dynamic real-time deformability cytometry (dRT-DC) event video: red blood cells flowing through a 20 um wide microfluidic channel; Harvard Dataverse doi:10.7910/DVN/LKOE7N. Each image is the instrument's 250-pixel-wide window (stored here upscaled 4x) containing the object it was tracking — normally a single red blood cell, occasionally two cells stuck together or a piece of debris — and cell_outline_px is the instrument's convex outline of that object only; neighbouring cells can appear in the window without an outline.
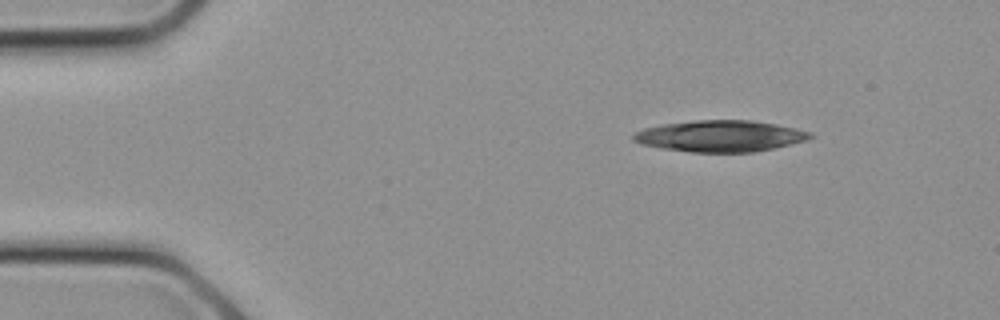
{"species": "common noctule bat (a hibernating species)", "species_latin": "Nyctalus noctula", "temperature_condition": "cold", "stored_images_in_passage": 6, "camera_frame_rate_fps": 3000, "um_per_image_px": 0.085, "animal": {"sex": "female", "body_mass_g": 21.9}, "frame": {"image": 1, "passage_image": 1, "time_ms": 0.0, "image_size_px": [1000, 320], "cell_outline_px": [[812, 136], [808, 140], [772, 148], [752, 152], [692, 152], [660, 148], [640, 144], [632, 140], [632, 136], [636, 132], [644, 128], [660, 124], [696, 120], [752, 120], [776, 124], [796, 128], [812, 132]], "centroid_in_image_um": [61.19, 11.56], "position_along_channel_um": 23.8, "area_um2": 32.37}}